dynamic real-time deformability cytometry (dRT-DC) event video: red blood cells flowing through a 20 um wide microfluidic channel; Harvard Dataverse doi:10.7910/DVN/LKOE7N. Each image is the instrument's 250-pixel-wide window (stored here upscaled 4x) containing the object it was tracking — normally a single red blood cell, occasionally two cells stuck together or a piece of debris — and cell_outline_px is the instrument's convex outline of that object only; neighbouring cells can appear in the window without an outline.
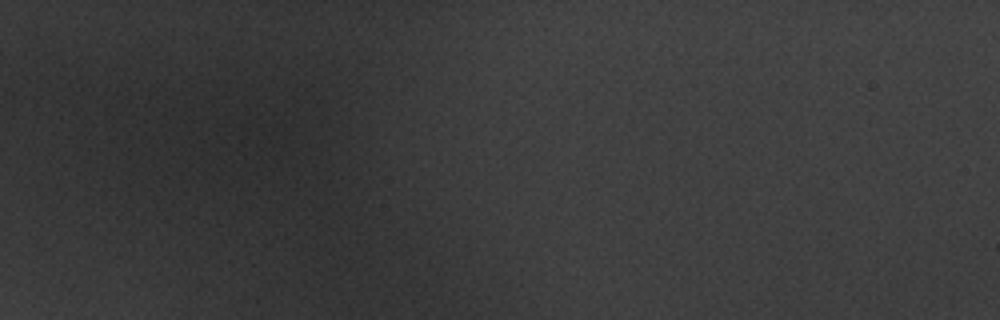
{"species": "common noctule bat (a hibernating species)", "species_latin": "Nyctalus noctula", "temperature_condition": "warm", "stored_images_in_passage": 3, "camera_frame_rate_fps": 3000, "um_per_image_px": 0.085, "animal": {"sex": "male", "body_mass_g": 20.1, "forearm_length_mm": 53.5}, "frame": {"image": 1, "passage_image": 1, "time_ms": 0.0, "image_size_px": [1000, 320], "cell_outline_px": [[324, 144], [320, 152], [292, 164], [272, 172], [264, 164], [252, 144], [272, 128], [292, 124], [296, 124]], "centroid_in_image_um": [24.32, 12.45], "position_along_channel_um": 60.7, "area_um2": 15.03}}